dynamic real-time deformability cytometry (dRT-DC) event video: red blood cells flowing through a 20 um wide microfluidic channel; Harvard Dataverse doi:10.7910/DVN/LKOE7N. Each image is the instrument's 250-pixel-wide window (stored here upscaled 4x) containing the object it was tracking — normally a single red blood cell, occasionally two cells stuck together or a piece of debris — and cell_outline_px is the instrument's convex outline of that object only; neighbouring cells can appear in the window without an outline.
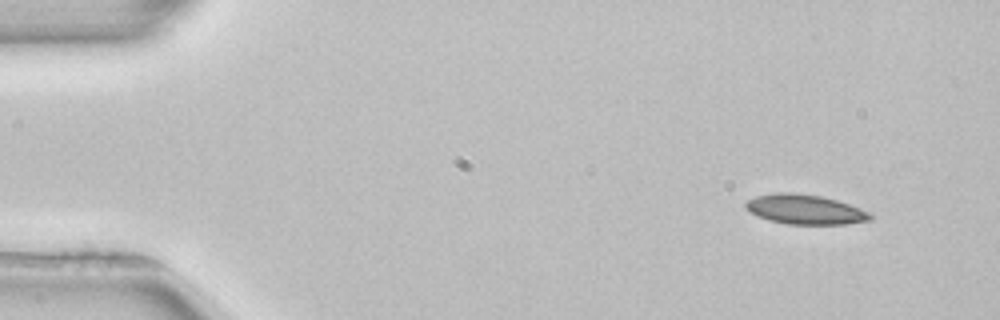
{"species": "common noctule bat (a hibernating species)", "species_latin": "Nyctalus noctula", "temperature_condition": "room temperature", "stored_images_in_passage": 48, "camera_frame_rate_fps": 3000, "um_per_image_px": 0.085, "animal": {"sex": "female", "body_mass_g": 22.7, "forearm_length_mm": 54.2}, "frame": {"image": 1, "passage_image": 1, "time_ms": 0.0, "image_size_px": [1000, 320], "cell_outline_px": [[872, 220], [844, 224], [788, 224], [768, 220], [756, 216], [744, 204], [748, 200], [756, 196], [776, 192], [792, 192], [820, 196], [836, 200], [848, 204], [868, 212], [872, 216]], "centroid_in_image_um": [68.41, 17.8], "position_along_channel_um": 16.6, "area_um2": 21.33}}
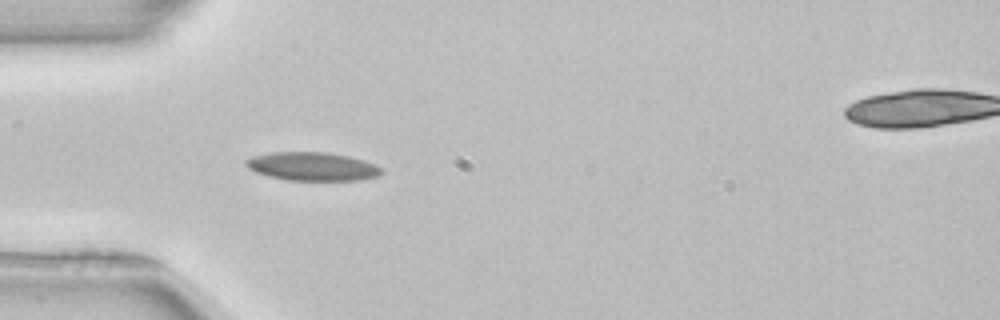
{"frame": {"image": 2, "passage_image": 12, "time_ms": 3.667, "image_size_px": [1000, 320], "cell_outline_px": [[384, 172], [380, 176], [360, 180], [288, 180], [268, 176], [256, 172], [248, 168], [244, 164], [244, 160], [252, 156], [272, 152], [328, 152], [348, 156], [364, 160], [376, 164]], "centroid_in_image_um": [26.56, 14.14], "position_along_channel_um": 58.4, "area_um2": 22.66}}
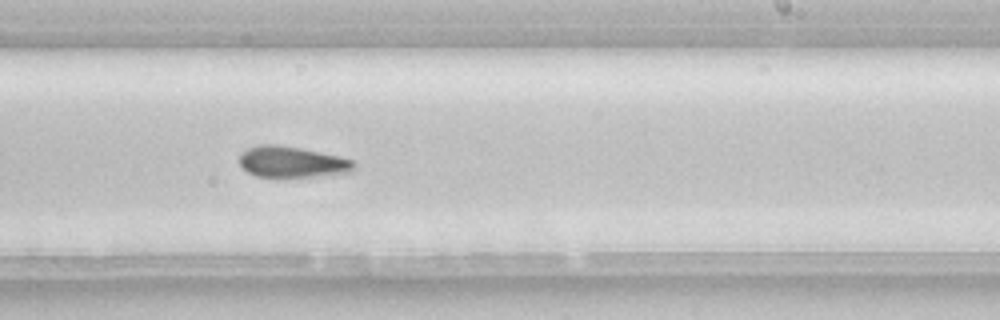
{"frame": {"image": 3, "passage_image": 28, "time_ms": 9.0, "image_size_px": [1000, 320], "cell_outline_px": [[356, 168], [352, 172], [312, 176], [256, 176], [248, 172], [240, 164], [240, 152], [248, 148], [260, 144], [276, 144], [300, 148], [340, 156], [352, 160], [356, 164]], "centroid_in_image_um": [24.83, 13.75], "position_along_channel_um": 264.2, "area_um2": 20.58}, "authors_computed_cell_mechanics": {"area_um2": 21.5305, "velocity_mm_per_s": 3.9426, "shape_relaxation_time_tau1_ms": 3.8549, "shape_relaxation_time_tau2_ms": null, "deformation_change_tau1": 0.0927, "deformation_change_tau2": null}}